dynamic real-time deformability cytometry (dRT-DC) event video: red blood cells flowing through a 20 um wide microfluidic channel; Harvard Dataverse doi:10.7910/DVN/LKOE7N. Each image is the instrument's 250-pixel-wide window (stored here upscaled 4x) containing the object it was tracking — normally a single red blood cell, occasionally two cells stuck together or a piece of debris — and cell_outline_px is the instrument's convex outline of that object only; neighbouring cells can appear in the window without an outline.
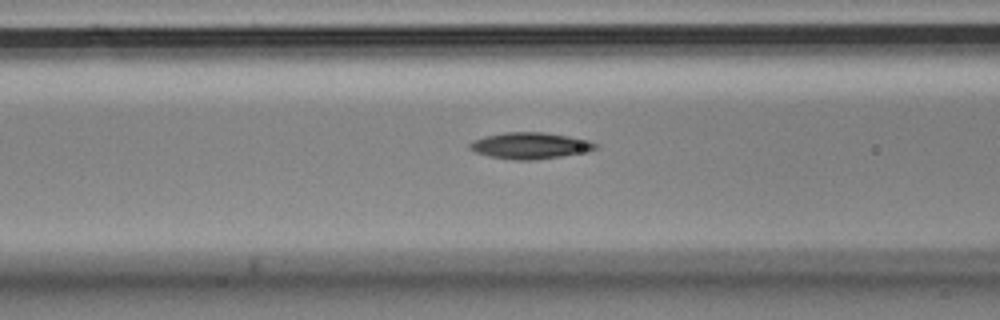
{"species": "Egyptian fruit bat (a non-hibernating species)", "species_latin": "Rousettus aegyptiacus", "temperature_condition": "cold", "stored_images_in_passage": 8, "segment_of_instrument_passage": [2, 2], "camera_frame_rate_fps": 3000, "um_per_image_px": 0.085, "animal": {"sex": "male"}, "frame": {"image": 1, "passage_image": 8, "time_ms": 2.333, "image_size_px": [1000, 320], "cell_outline_px": [[600, 148], [584, 152], [560, 156], [532, 160], [516, 160], [488, 156], [476, 152], [468, 148], [468, 144], [472, 140], [484, 136], [504, 132], [544, 132], [568, 136], [588, 140], [600, 144]], "centroid_in_image_um": [45.05, 12.37], "position_along_channel_um": 121.5, "area_um2": 19.42}}